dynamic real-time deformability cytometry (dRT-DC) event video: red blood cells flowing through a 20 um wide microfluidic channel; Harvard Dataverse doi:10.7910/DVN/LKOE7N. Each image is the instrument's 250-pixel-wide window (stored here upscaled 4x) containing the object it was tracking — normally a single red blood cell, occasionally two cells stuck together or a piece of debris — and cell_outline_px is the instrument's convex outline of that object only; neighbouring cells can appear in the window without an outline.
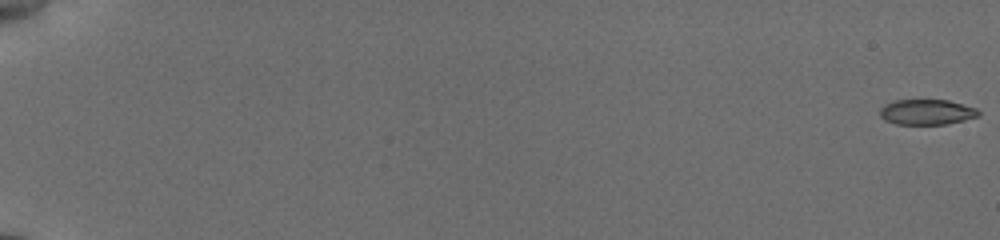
{"species": "common noctule bat (a hibernating species)", "species_latin": "Nyctalus noctula", "temperature_condition": "cold", "stored_images_in_passage": 18, "camera_frame_rate_fps": 3000, "um_per_image_px": 0.085, "animal": {"sex": "female", "body_mass_g": 19.5, "forearm_length_mm": 54.1}, "frame": {"image": 1, "passage_image": 1, "time_ms": 0.0, "image_size_px": [1000, 240], "cell_outline_px": [[980, 116], [948, 124], [896, 124], [884, 120], [880, 116], [880, 108], [884, 104], [896, 100], [948, 100], [976, 108], [980, 112]], "centroid_in_image_um": [78.77, 9.53], "position_along_channel_um": 6.2, "area_um2": 14.62}}
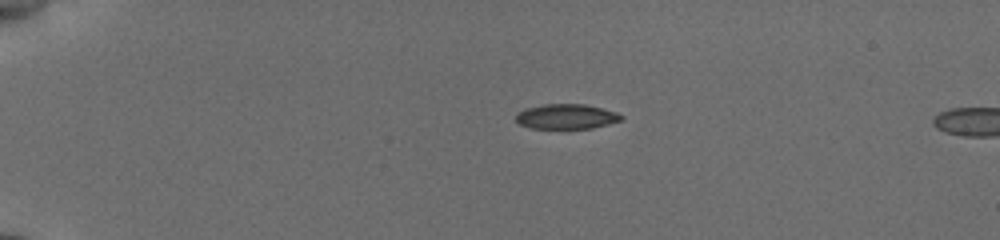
{"frame": {"image": 2, "passage_image": 15, "time_ms": 4.667, "image_size_px": [1000, 240], "cell_outline_px": [[624, 116], [620, 120], [608, 124], [592, 128], [568, 132], [528, 128], [520, 124], [516, 120], [516, 112], [524, 108], [544, 104], [584, 104], [616, 112]], "centroid_in_image_um": [48.08, 9.96], "position_along_channel_um": 36.9, "area_um2": 16.18}}